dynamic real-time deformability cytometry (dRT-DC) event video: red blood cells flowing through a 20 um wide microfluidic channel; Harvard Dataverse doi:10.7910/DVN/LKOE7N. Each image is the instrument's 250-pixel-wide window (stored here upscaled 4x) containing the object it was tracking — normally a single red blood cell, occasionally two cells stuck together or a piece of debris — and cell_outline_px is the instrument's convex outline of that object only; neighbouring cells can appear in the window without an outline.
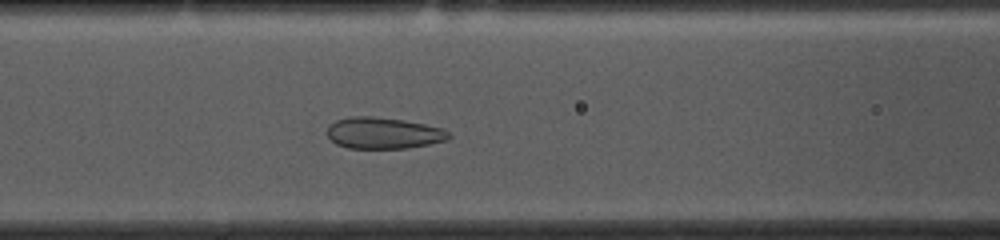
{"species": "common noctule bat (a hibernating species)", "species_latin": "Nyctalus noctula", "temperature_condition": "cold", "stored_images_in_passage": 34, "camera_frame_rate_fps": 3000, "um_per_image_px": 0.085, "animal": {"sex": "female", "body_mass_g": 10.0, "forearm_length_mm": 53.1}, "frame": {"image": 1, "passage_image": 8, "time_ms": 2.333, "image_size_px": [1000, 240], "cell_outline_px": [[452, 136], [448, 140], [408, 148], [348, 148], [336, 144], [328, 136], [328, 128], [336, 120], [348, 116], [372, 116], [404, 120], [444, 128]], "centroid_in_image_um": [32.62, 11.31], "position_along_channel_um": 134.0, "area_um2": 22.25}}
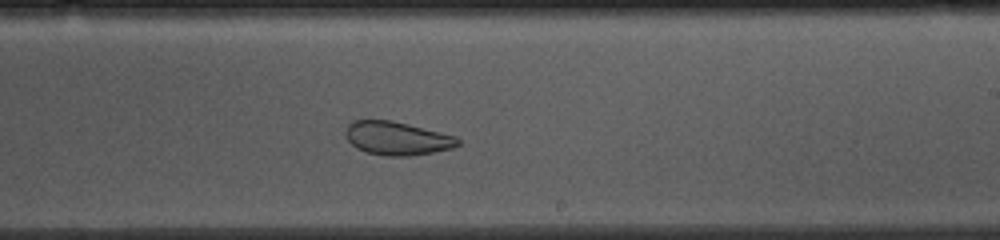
{"frame": {"image": 2, "passage_image": 18, "time_ms": 5.667, "image_size_px": [1000, 240], "cell_outline_px": [[460, 144], [452, 148], [432, 152], [408, 156], [384, 156], [368, 152], [356, 148], [348, 140], [344, 132], [348, 124], [352, 120], [388, 120], [408, 124], [456, 136], [460, 140]], "centroid_in_image_um": [33.73, 11.75], "position_along_channel_um": 255.3, "area_um2": 21.79}}
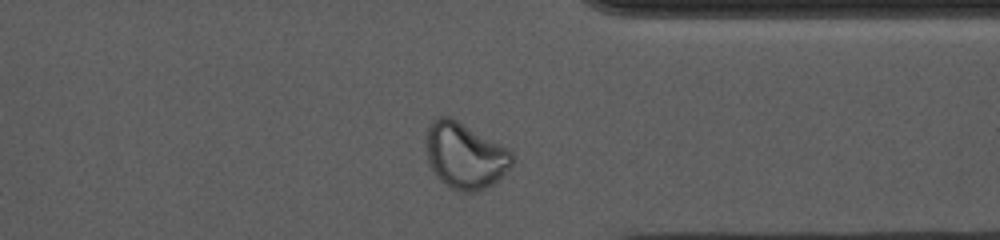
{"frame": {"image": 3, "passage_image": 28, "time_ms": 9.0, "image_size_px": [1000, 240], "cell_outline_px": [[516, 160], [492, 184], [484, 188], [472, 192], [464, 192], [452, 188], [444, 184], [436, 176], [428, 160], [424, 144], [428, 128], [432, 120], [440, 116], [448, 116], [456, 120], [508, 148], [512, 152]], "centroid_in_image_um": [39.5, 13.22], "position_along_channel_um": 371.9, "area_um2": 32.83}}